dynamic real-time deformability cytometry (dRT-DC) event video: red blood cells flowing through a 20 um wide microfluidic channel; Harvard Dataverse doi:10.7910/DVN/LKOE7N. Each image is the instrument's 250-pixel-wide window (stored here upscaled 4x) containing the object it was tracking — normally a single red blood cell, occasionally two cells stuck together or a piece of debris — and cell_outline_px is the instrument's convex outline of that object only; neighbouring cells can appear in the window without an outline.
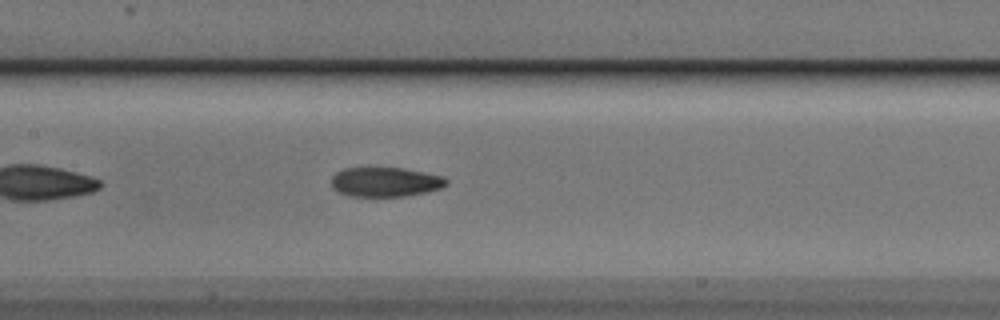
{"species": "Egyptian fruit bat (a non-hibernating species)", "species_latin": "Rousettus aegyptiacus", "temperature_condition": "cold", "stored_images_in_passage": 39, "camera_frame_rate_fps": 3000, "um_per_image_px": 0.085, "animal": {"sex": "male"}, "frame": {"image": 1, "passage_image": 12, "time_ms": 3.667, "image_size_px": [1000, 320], "cell_outline_px": [[448, 184], [440, 188], [428, 192], [408, 196], [348, 196], [336, 192], [332, 188], [332, 176], [336, 172], [344, 168], [404, 168], [444, 176], [448, 180]], "centroid_in_image_um": [32.76, 15.47], "position_along_channel_um": 174.6, "area_um2": 20.0}, "authors_computed_cell_mechanics": {"area_um2": 20.519, "velocity_mm_per_s": 3.76, "shape_relaxation_time_tau1_ms": 4.6565, "shape_relaxation_time_tau2_ms": 3.762, "deformation_change_tau1": 0.143, "deformation_change_tau2": 0.0875}}